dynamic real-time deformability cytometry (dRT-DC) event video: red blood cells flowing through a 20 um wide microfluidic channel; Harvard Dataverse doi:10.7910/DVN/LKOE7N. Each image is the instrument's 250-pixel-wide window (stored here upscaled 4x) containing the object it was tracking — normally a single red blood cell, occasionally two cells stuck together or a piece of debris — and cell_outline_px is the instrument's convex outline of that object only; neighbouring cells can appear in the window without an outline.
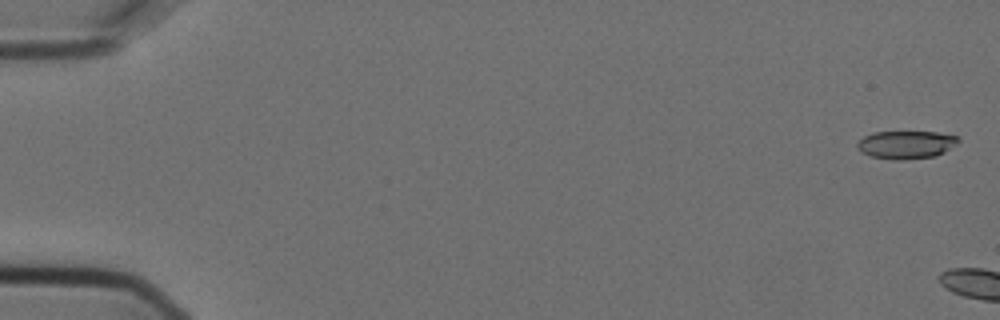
{"species": "Egyptian fruit bat (a non-hibernating species)", "species_latin": "Rousettus aegyptiacus", "temperature_condition": "cold", "stored_images_in_passage": 2, "camera_frame_rate_fps": 3000, "um_per_image_px": 0.085, "animal": {"sex": "female"}, "frame": {"image": 1, "passage_image": 2, "time_ms": 0.333, "image_size_px": [1000, 320], "cell_outline_px": [[960, 140], [944, 152], [936, 156], [904, 160], [892, 160], [872, 156], [860, 152], [856, 148], [856, 144], [864, 136], [872, 132], [936, 132], [956, 136]], "centroid_in_image_um": [76.97, 12.3], "position_along_channel_um": 8.0, "area_um2": 16.47}}